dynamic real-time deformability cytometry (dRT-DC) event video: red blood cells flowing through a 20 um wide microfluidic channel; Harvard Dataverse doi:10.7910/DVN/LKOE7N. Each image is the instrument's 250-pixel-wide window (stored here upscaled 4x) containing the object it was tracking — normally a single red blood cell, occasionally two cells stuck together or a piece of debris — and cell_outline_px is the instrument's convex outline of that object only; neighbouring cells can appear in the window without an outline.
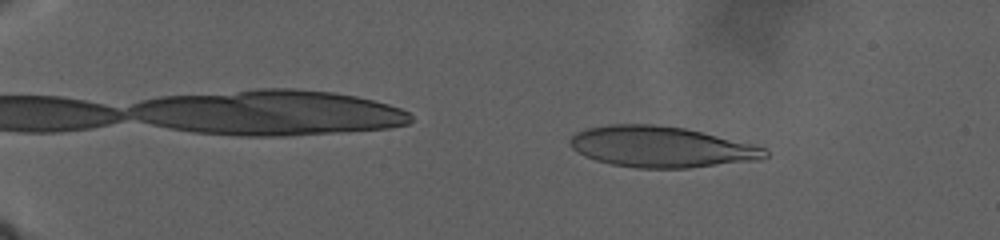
{"species": "human", "species_latin": "Homo sapiens", "temperature_condition": "warm", "stored_images_in_passage": 100, "camera_frame_rate_fps": 3000, "um_per_image_px": 0.085, "donor": {"sex": "male"}, "frame": {"image": 1, "passage_image": 9, "time_ms": 4.0, "image_size_px": [1000, 240], "cell_outline_px": [[768, 156], [760, 160], [688, 168], [636, 168], [612, 164], [596, 160], [584, 156], [576, 152], [568, 144], [568, 140], [576, 132], [588, 128], [608, 124], [656, 124], [684, 128], [756, 144], [768, 148]], "centroid_in_image_um": [56.22, 12.48], "position_along_channel_um": 28.8, "area_um2": 46.99}}
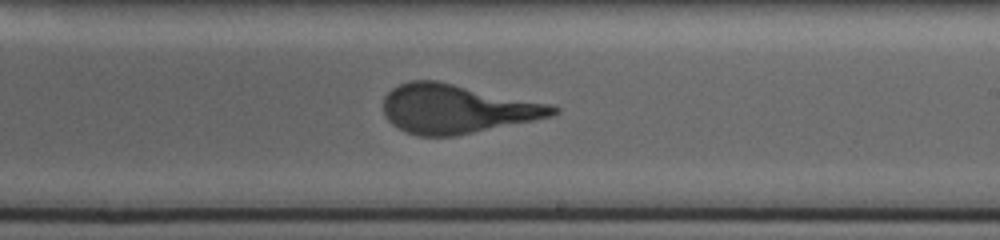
{"frame": {"image": 2, "passage_image": 58, "time_ms": 23.667, "image_size_px": [1000, 240], "cell_outline_px": [[560, 112], [552, 116], [456, 136], [420, 136], [408, 132], [392, 124], [384, 116], [384, 96], [392, 88], [408, 80], [436, 80], [552, 104], [560, 108]], "centroid_in_image_um": [38.83, 9.24], "position_along_channel_um": 250.2, "area_um2": 48.26}}
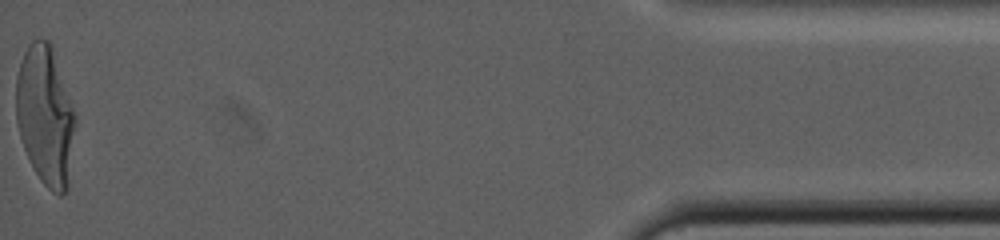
{"frame": {"image": 3, "passage_image": 100, "time_ms": 38.0, "image_size_px": [1000, 240], "cell_outline_px": [[76, 124], [68, 188], [60, 196], [52, 192], [40, 180], [24, 148], [20, 136], [16, 120], [16, 80], [20, 64], [24, 52], [28, 44], [32, 40], [40, 36], [48, 40], [52, 44], [76, 116]], "centroid_in_image_um": [3.87, 9.79], "position_along_channel_um": 431.3, "area_um2": 48.38}}